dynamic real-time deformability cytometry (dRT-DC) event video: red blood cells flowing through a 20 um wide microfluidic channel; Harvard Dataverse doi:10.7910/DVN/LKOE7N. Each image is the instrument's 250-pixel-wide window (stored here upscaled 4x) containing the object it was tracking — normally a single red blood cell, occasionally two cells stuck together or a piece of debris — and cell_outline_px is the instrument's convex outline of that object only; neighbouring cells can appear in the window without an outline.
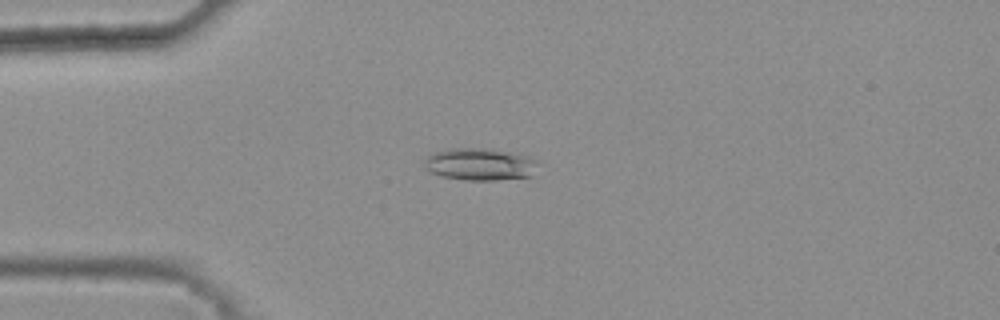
{"species": "common noctule bat (a hibernating species)", "species_latin": "Nyctalus noctula", "temperature_condition": "warm", "stored_images_in_passage": 47, "camera_frame_rate_fps": 3000, "um_per_image_px": 0.085, "animal": {"sex": "female", "body_mass_g": 25.1}, "frame": {"image": 1, "passage_image": 14, "time_ms": 4.333, "image_size_px": [1000, 320], "cell_outline_px": [[536, 160], [532, 176], [496, 180], [468, 180], [440, 176], [432, 172], [424, 164], [424, 160], [428, 156], [436, 152], [452, 148], [492, 148], [528, 156]], "centroid_in_image_um": [40.79, 13.95], "position_along_channel_um": 44.2, "area_um2": 21.1}}
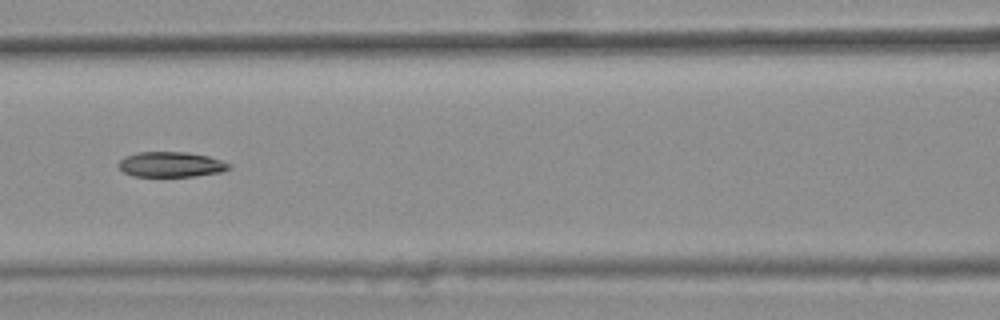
{"frame": {"image": 2, "passage_image": 24, "time_ms": 7.667, "image_size_px": [1000, 320], "cell_outline_px": [[232, 168], [220, 172], [196, 176], [132, 176], [124, 172], [116, 164], [124, 156], [136, 152], [188, 152], [208, 156], [232, 164]], "centroid_in_image_um": [14.52, 13.97], "position_along_channel_um": 152.1, "area_um2": 16.36}}
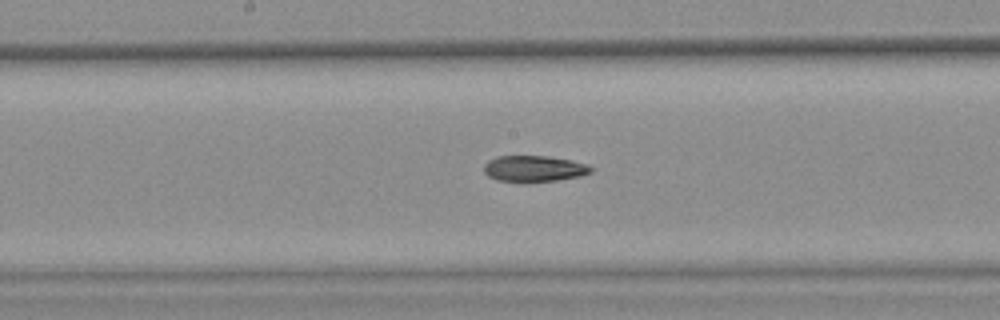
{"frame": {"image": 3, "passage_image": 28, "time_ms": 9.0, "image_size_px": [1000, 320], "cell_outline_px": [[592, 172], [580, 176], [556, 180], [524, 184], [496, 180], [488, 176], [484, 172], [484, 164], [488, 160], [496, 156], [548, 156], [572, 160], [588, 164], [592, 168]], "centroid_in_image_um": [45.36, 14.36], "position_along_channel_um": 202.8, "area_um2": 16.82}, "authors_computed_cell_mechanics": {"area_um2": 17.4556, "velocity_mm_per_s": 3.8117, "shape_relaxation_time_tau1_ms": null, "shape_relaxation_time_tau2_ms": 8.6015, "deformation_change_tau1": null, "deformation_change_tau2": 0.1734}}